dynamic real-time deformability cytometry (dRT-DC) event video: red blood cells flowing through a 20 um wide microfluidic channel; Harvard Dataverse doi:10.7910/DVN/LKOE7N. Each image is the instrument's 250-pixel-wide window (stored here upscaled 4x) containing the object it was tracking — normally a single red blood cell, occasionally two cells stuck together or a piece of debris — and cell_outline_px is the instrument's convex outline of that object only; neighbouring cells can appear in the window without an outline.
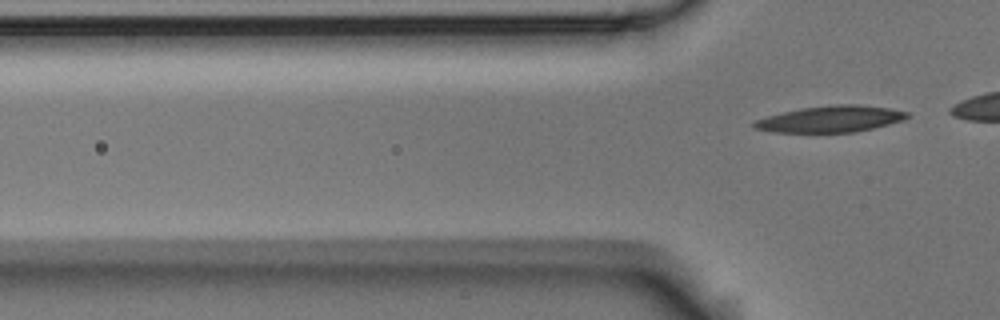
{"species": "Egyptian fruit bat (a non-hibernating species)", "species_latin": "Rousettus aegyptiacus", "temperature_condition": "room temperature", "stored_images_in_passage": 7, "segment_of_instrument_passage": [2, 2], "camera_frame_rate_fps": 3000, "um_per_image_px": 0.085, "animal": {"sex": "male"}, "frame": {"image": 1, "passage_image": 7, "time_ms": 2.0, "image_size_px": [1000, 320], "cell_outline_px": [[908, 116], [904, 120], [872, 128], [852, 132], [772, 132], [752, 128], [752, 124], [756, 120], [768, 116], [800, 108], [836, 104], [860, 104], [888, 108], [908, 112]], "centroid_in_image_um": [70.59, 10.11], "position_along_channel_um": 55.2, "area_um2": 23.35}}